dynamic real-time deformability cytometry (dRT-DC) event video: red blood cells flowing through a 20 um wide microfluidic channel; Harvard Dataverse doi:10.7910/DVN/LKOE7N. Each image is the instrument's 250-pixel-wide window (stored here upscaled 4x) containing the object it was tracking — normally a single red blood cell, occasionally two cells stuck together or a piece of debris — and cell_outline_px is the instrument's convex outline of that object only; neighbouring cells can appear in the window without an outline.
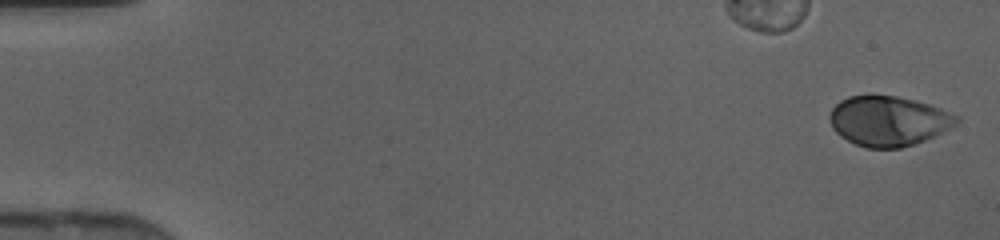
{"species": "human", "species_latin": "Homo sapiens", "temperature_condition": "cold", "stored_images_in_passage": 46, "camera_frame_rate_fps": 3000, "um_per_image_px": 0.085, "donor": {"sex": "female"}, "frame": {"image": 1, "passage_image": 1, "time_ms": 0.0, "image_size_px": [1000, 240], "cell_outline_px": [[960, 120], [956, 124], [924, 140], [900, 148], [868, 148], [856, 144], [840, 136], [832, 128], [828, 116], [832, 108], [840, 100], [848, 96], [896, 96], [916, 100], [940, 108], [960, 116]], "centroid_in_image_um": [75.49, 10.28], "position_along_channel_um": 9.5, "area_um2": 36.65}}
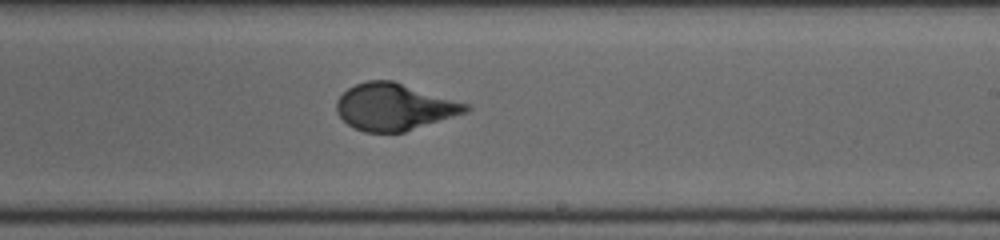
{"frame": {"image": 2, "passage_image": 28, "time_ms": 9.0, "image_size_px": [1000, 240], "cell_outline_px": [[472, 108], [468, 112], [404, 132], [364, 132], [348, 124], [336, 112], [336, 100], [348, 88], [356, 84], [368, 80], [392, 80], [472, 104]], "centroid_in_image_um": [33.56, 9.08], "position_along_channel_um": 255.4, "area_um2": 35.49}}
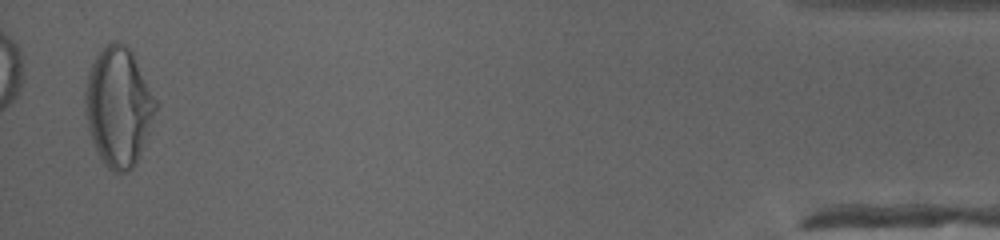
{"frame": {"image": 3, "passage_image": 45, "time_ms": 14.667, "image_size_px": [1000, 240], "cell_outline_px": [[160, 104], [136, 164], [128, 172], [112, 172], [100, 160], [96, 152], [88, 128], [84, 112], [84, 92], [88, 72], [92, 60], [108, 44], [116, 40], [124, 44], [132, 52]], "centroid_in_image_um": [10.07, 9.09], "position_along_channel_um": 425.1, "area_um2": 49.59}}